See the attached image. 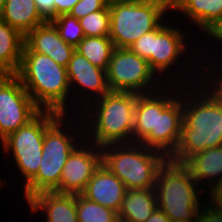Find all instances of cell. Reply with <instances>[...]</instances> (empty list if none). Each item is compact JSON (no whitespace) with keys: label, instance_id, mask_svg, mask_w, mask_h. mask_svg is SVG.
Returning a JSON list of instances; mask_svg holds the SVG:
<instances>
[{"label":"cell","instance_id":"cell-23","mask_svg":"<svg viewBox=\"0 0 222 222\" xmlns=\"http://www.w3.org/2000/svg\"><path fill=\"white\" fill-rule=\"evenodd\" d=\"M157 91L138 94L135 105L133 142L140 143L149 133H156Z\"/></svg>","mask_w":222,"mask_h":222},{"label":"cell","instance_id":"cell-38","mask_svg":"<svg viewBox=\"0 0 222 222\" xmlns=\"http://www.w3.org/2000/svg\"><path fill=\"white\" fill-rule=\"evenodd\" d=\"M9 74L0 68V83L8 76Z\"/></svg>","mask_w":222,"mask_h":222},{"label":"cell","instance_id":"cell-4","mask_svg":"<svg viewBox=\"0 0 222 222\" xmlns=\"http://www.w3.org/2000/svg\"><path fill=\"white\" fill-rule=\"evenodd\" d=\"M198 185L184 163L168 158L156 177L157 208L172 222L195 221L203 204L199 202L200 195L204 193Z\"/></svg>","mask_w":222,"mask_h":222},{"label":"cell","instance_id":"cell-22","mask_svg":"<svg viewBox=\"0 0 222 222\" xmlns=\"http://www.w3.org/2000/svg\"><path fill=\"white\" fill-rule=\"evenodd\" d=\"M25 37L0 19V68L16 74L22 57Z\"/></svg>","mask_w":222,"mask_h":222},{"label":"cell","instance_id":"cell-9","mask_svg":"<svg viewBox=\"0 0 222 222\" xmlns=\"http://www.w3.org/2000/svg\"><path fill=\"white\" fill-rule=\"evenodd\" d=\"M165 24L167 25V22L145 33L129 46L133 53L147 60L151 70L156 75L159 73L157 76H162L161 78H164V73L167 78V71L171 72L173 69L171 66L175 65L178 68L179 58L184 59L182 55L187 56L184 55L185 53L189 55L188 41L185 39L190 38L186 37L187 35L179 29V26Z\"/></svg>","mask_w":222,"mask_h":222},{"label":"cell","instance_id":"cell-37","mask_svg":"<svg viewBox=\"0 0 222 222\" xmlns=\"http://www.w3.org/2000/svg\"><path fill=\"white\" fill-rule=\"evenodd\" d=\"M203 88H204L203 91H205L217 103L222 113V101L219 100L209 89H207L206 86H204Z\"/></svg>","mask_w":222,"mask_h":222},{"label":"cell","instance_id":"cell-26","mask_svg":"<svg viewBox=\"0 0 222 222\" xmlns=\"http://www.w3.org/2000/svg\"><path fill=\"white\" fill-rule=\"evenodd\" d=\"M85 37H103L110 34V10L107 4L102 10L79 19Z\"/></svg>","mask_w":222,"mask_h":222},{"label":"cell","instance_id":"cell-7","mask_svg":"<svg viewBox=\"0 0 222 222\" xmlns=\"http://www.w3.org/2000/svg\"><path fill=\"white\" fill-rule=\"evenodd\" d=\"M110 34L114 47L129 48L138 38L159 27L170 10L147 0L109 1ZM166 18V19H164Z\"/></svg>","mask_w":222,"mask_h":222},{"label":"cell","instance_id":"cell-31","mask_svg":"<svg viewBox=\"0 0 222 222\" xmlns=\"http://www.w3.org/2000/svg\"><path fill=\"white\" fill-rule=\"evenodd\" d=\"M222 71V70H221ZM215 72H216V75L214 74V76L213 75H211L210 73H209V79H208V81L207 80H203L202 82H203V84L202 85H206V87L207 88H209V90L219 99V100H221L222 101V72L221 73H218V71L217 70H215ZM220 75V76H219ZM211 76H213V77H211ZM211 78H213V79H211ZM205 81V82H204ZM206 82H208L207 84H206ZM210 82V83H209ZM205 83V84H204ZM209 84V85H208ZM215 84V85H214Z\"/></svg>","mask_w":222,"mask_h":222},{"label":"cell","instance_id":"cell-8","mask_svg":"<svg viewBox=\"0 0 222 222\" xmlns=\"http://www.w3.org/2000/svg\"><path fill=\"white\" fill-rule=\"evenodd\" d=\"M54 111L41 110L31 121L4 139L5 154L12 155L25 186L38 172L45 131L61 116Z\"/></svg>","mask_w":222,"mask_h":222},{"label":"cell","instance_id":"cell-21","mask_svg":"<svg viewBox=\"0 0 222 222\" xmlns=\"http://www.w3.org/2000/svg\"><path fill=\"white\" fill-rule=\"evenodd\" d=\"M175 10L204 32L222 17V0H177Z\"/></svg>","mask_w":222,"mask_h":222},{"label":"cell","instance_id":"cell-2","mask_svg":"<svg viewBox=\"0 0 222 222\" xmlns=\"http://www.w3.org/2000/svg\"><path fill=\"white\" fill-rule=\"evenodd\" d=\"M15 75L41 110L67 115V100L72 98H69L71 90L66 67L47 55L33 52L24 43L20 66Z\"/></svg>","mask_w":222,"mask_h":222},{"label":"cell","instance_id":"cell-18","mask_svg":"<svg viewBox=\"0 0 222 222\" xmlns=\"http://www.w3.org/2000/svg\"><path fill=\"white\" fill-rule=\"evenodd\" d=\"M184 164L189 168L192 177L204 191L206 189L202 186L203 184L210 189L213 185L222 181V146L198 152Z\"/></svg>","mask_w":222,"mask_h":222},{"label":"cell","instance_id":"cell-3","mask_svg":"<svg viewBox=\"0 0 222 222\" xmlns=\"http://www.w3.org/2000/svg\"><path fill=\"white\" fill-rule=\"evenodd\" d=\"M137 97L138 94L133 92L109 91L102 98L91 102L92 105L89 103L90 106L85 107V116L82 115L83 118L79 119L83 121L84 131L88 133H84L87 135L85 140L99 147L133 142Z\"/></svg>","mask_w":222,"mask_h":222},{"label":"cell","instance_id":"cell-5","mask_svg":"<svg viewBox=\"0 0 222 222\" xmlns=\"http://www.w3.org/2000/svg\"><path fill=\"white\" fill-rule=\"evenodd\" d=\"M69 117V114H62L45 131L39 170L37 174L23 187V194L27 201L37 193L55 191L60 186V178L66 160L72 151L85 139L83 138L85 135L82 134L84 132L83 121L81 124L82 127H79L80 132L75 130L72 133L70 124L73 123L75 125H80V123H74L71 119L70 121L72 122H69V120L67 122L69 124L68 126L65 120ZM66 126L68 130L70 129L69 132L66 131ZM81 129L83 130L81 131ZM80 133L81 135L79 137Z\"/></svg>","mask_w":222,"mask_h":222},{"label":"cell","instance_id":"cell-14","mask_svg":"<svg viewBox=\"0 0 222 222\" xmlns=\"http://www.w3.org/2000/svg\"><path fill=\"white\" fill-rule=\"evenodd\" d=\"M67 77H68L71 93L74 94V92H76L72 89H75L77 91L80 90L79 91L81 92L80 98L81 97L82 99H84L85 97L87 98L86 99L87 101L84 99L81 102H78V105H76L77 103L75 102L76 108L77 106H79L80 103H81L80 107L85 108L86 105L87 106L89 105V102L102 98L106 93L110 91L107 84L106 70H103L94 66L93 64L90 63V61L87 58H85L76 50L73 52L71 59L69 61V64L67 67ZM78 87L79 89H77ZM82 92L83 93L87 92V93L86 94L84 93L82 95Z\"/></svg>","mask_w":222,"mask_h":222},{"label":"cell","instance_id":"cell-27","mask_svg":"<svg viewBox=\"0 0 222 222\" xmlns=\"http://www.w3.org/2000/svg\"><path fill=\"white\" fill-rule=\"evenodd\" d=\"M57 28L60 38L67 44L76 48L85 37L80 22L69 14H62L51 20Z\"/></svg>","mask_w":222,"mask_h":222},{"label":"cell","instance_id":"cell-29","mask_svg":"<svg viewBox=\"0 0 222 222\" xmlns=\"http://www.w3.org/2000/svg\"><path fill=\"white\" fill-rule=\"evenodd\" d=\"M206 204L198 212L197 222H222V210L211 207L207 201Z\"/></svg>","mask_w":222,"mask_h":222},{"label":"cell","instance_id":"cell-39","mask_svg":"<svg viewBox=\"0 0 222 222\" xmlns=\"http://www.w3.org/2000/svg\"><path fill=\"white\" fill-rule=\"evenodd\" d=\"M7 0H0V10L4 7Z\"/></svg>","mask_w":222,"mask_h":222},{"label":"cell","instance_id":"cell-11","mask_svg":"<svg viewBox=\"0 0 222 222\" xmlns=\"http://www.w3.org/2000/svg\"><path fill=\"white\" fill-rule=\"evenodd\" d=\"M161 87L163 91L168 90V94H166L167 92H161ZM161 87L157 89L156 133H149L140 143L170 158L176 151L181 138L183 123L182 92L185 90H182L181 87L178 88L177 85V89L173 88L176 93L174 94L173 89L169 91V87L168 89L165 88V86ZM176 90L179 91L176 92ZM159 93L162 94L160 95ZM165 95H167V97Z\"/></svg>","mask_w":222,"mask_h":222},{"label":"cell","instance_id":"cell-20","mask_svg":"<svg viewBox=\"0 0 222 222\" xmlns=\"http://www.w3.org/2000/svg\"><path fill=\"white\" fill-rule=\"evenodd\" d=\"M157 208L154 188L129 189L118 212L120 222H145Z\"/></svg>","mask_w":222,"mask_h":222},{"label":"cell","instance_id":"cell-13","mask_svg":"<svg viewBox=\"0 0 222 222\" xmlns=\"http://www.w3.org/2000/svg\"><path fill=\"white\" fill-rule=\"evenodd\" d=\"M101 164V147L88 140L85 142L84 139L66 160L60 178V186L55 192L81 194Z\"/></svg>","mask_w":222,"mask_h":222},{"label":"cell","instance_id":"cell-35","mask_svg":"<svg viewBox=\"0 0 222 222\" xmlns=\"http://www.w3.org/2000/svg\"><path fill=\"white\" fill-rule=\"evenodd\" d=\"M145 222H172L165 214L164 212L156 208L151 216L145 221Z\"/></svg>","mask_w":222,"mask_h":222},{"label":"cell","instance_id":"cell-33","mask_svg":"<svg viewBox=\"0 0 222 222\" xmlns=\"http://www.w3.org/2000/svg\"><path fill=\"white\" fill-rule=\"evenodd\" d=\"M203 34L210 37V39L213 37V39L216 40L215 42H217L216 47H218L217 44L222 42V17L211 24Z\"/></svg>","mask_w":222,"mask_h":222},{"label":"cell","instance_id":"cell-15","mask_svg":"<svg viewBox=\"0 0 222 222\" xmlns=\"http://www.w3.org/2000/svg\"><path fill=\"white\" fill-rule=\"evenodd\" d=\"M126 191L124 183L101 164L81 194L85 198L118 213Z\"/></svg>","mask_w":222,"mask_h":222},{"label":"cell","instance_id":"cell-16","mask_svg":"<svg viewBox=\"0 0 222 222\" xmlns=\"http://www.w3.org/2000/svg\"><path fill=\"white\" fill-rule=\"evenodd\" d=\"M24 43L36 53L49 56L57 64L68 67L75 48L65 43L57 28L51 21H46L35 27L26 36Z\"/></svg>","mask_w":222,"mask_h":222},{"label":"cell","instance_id":"cell-36","mask_svg":"<svg viewBox=\"0 0 222 222\" xmlns=\"http://www.w3.org/2000/svg\"><path fill=\"white\" fill-rule=\"evenodd\" d=\"M147 1H154V2L161 3L162 5L167 7L170 11H172L173 9V13H174V8L177 3V0H147Z\"/></svg>","mask_w":222,"mask_h":222},{"label":"cell","instance_id":"cell-17","mask_svg":"<svg viewBox=\"0 0 222 222\" xmlns=\"http://www.w3.org/2000/svg\"><path fill=\"white\" fill-rule=\"evenodd\" d=\"M31 212H44L45 222H78L76 194L44 191L28 201Z\"/></svg>","mask_w":222,"mask_h":222},{"label":"cell","instance_id":"cell-34","mask_svg":"<svg viewBox=\"0 0 222 222\" xmlns=\"http://www.w3.org/2000/svg\"><path fill=\"white\" fill-rule=\"evenodd\" d=\"M80 0H54L55 5V17L62 14H69L71 9L79 2Z\"/></svg>","mask_w":222,"mask_h":222},{"label":"cell","instance_id":"cell-12","mask_svg":"<svg viewBox=\"0 0 222 222\" xmlns=\"http://www.w3.org/2000/svg\"><path fill=\"white\" fill-rule=\"evenodd\" d=\"M41 109L15 74L0 83V141L31 121Z\"/></svg>","mask_w":222,"mask_h":222},{"label":"cell","instance_id":"cell-41","mask_svg":"<svg viewBox=\"0 0 222 222\" xmlns=\"http://www.w3.org/2000/svg\"><path fill=\"white\" fill-rule=\"evenodd\" d=\"M3 181H1V179H0V190H1V187H3Z\"/></svg>","mask_w":222,"mask_h":222},{"label":"cell","instance_id":"cell-28","mask_svg":"<svg viewBox=\"0 0 222 222\" xmlns=\"http://www.w3.org/2000/svg\"><path fill=\"white\" fill-rule=\"evenodd\" d=\"M108 3V0H80L71 9L69 15L79 20L90 13L102 10Z\"/></svg>","mask_w":222,"mask_h":222},{"label":"cell","instance_id":"cell-1","mask_svg":"<svg viewBox=\"0 0 222 222\" xmlns=\"http://www.w3.org/2000/svg\"><path fill=\"white\" fill-rule=\"evenodd\" d=\"M198 78L199 85L197 84L198 81L193 83L196 86L189 85L190 82L187 80L186 91L182 93L181 138L176 151L169 158L178 163H185L198 152L222 146V113L217 103L205 91L203 92V86L199 89L202 78ZM188 86L193 87L191 92L190 87L189 90L187 89ZM194 88L199 89V92ZM186 92L190 93L186 94Z\"/></svg>","mask_w":222,"mask_h":222},{"label":"cell","instance_id":"cell-6","mask_svg":"<svg viewBox=\"0 0 222 222\" xmlns=\"http://www.w3.org/2000/svg\"><path fill=\"white\" fill-rule=\"evenodd\" d=\"M101 152L102 164L127 190L155 188L157 173L168 159L138 142L108 144L101 147Z\"/></svg>","mask_w":222,"mask_h":222},{"label":"cell","instance_id":"cell-19","mask_svg":"<svg viewBox=\"0 0 222 222\" xmlns=\"http://www.w3.org/2000/svg\"><path fill=\"white\" fill-rule=\"evenodd\" d=\"M0 19L24 37L35 27L46 22L38 12L34 0H7L0 10Z\"/></svg>","mask_w":222,"mask_h":222},{"label":"cell","instance_id":"cell-30","mask_svg":"<svg viewBox=\"0 0 222 222\" xmlns=\"http://www.w3.org/2000/svg\"><path fill=\"white\" fill-rule=\"evenodd\" d=\"M40 15L46 20L51 21L55 18L54 0H34Z\"/></svg>","mask_w":222,"mask_h":222},{"label":"cell","instance_id":"cell-25","mask_svg":"<svg viewBox=\"0 0 222 222\" xmlns=\"http://www.w3.org/2000/svg\"><path fill=\"white\" fill-rule=\"evenodd\" d=\"M78 222H119L118 213L94 201L76 194Z\"/></svg>","mask_w":222,"mask_h":222},{"label":"cell","instance_id":"cell-10","mask_svg":"<svg viewBox=\"0 0 222 222\" xmlns=\"http://www.w3.org/2000/svg\"><path fill=\"white\" fill-rule=\"evenodd\" d=\"M106 75L110 91L146 94L157 91L156 87L162 84L166 85L151 70L148 61L129 48L113 49Z\"/></svg>","mask_w":222,"mask_h":222},{"label":"cell","instance_id":"cell-40","mask_svg":"<svg viewBox=\"0 0 222 222\" xmlns=\"http://www.w3.org/2000/svg\"><path fill=\"white\" fill-rule=\"evenodd\" d=\"M176 222H197V219L195 221H176Z\"/></svg>","mask_w":222,"mask_h":222},{"label":"cell","instance_id":"cell-24","mask_svg":"<svg viewBox=\"0 0 222 222\" xmlns=\"http://www.w3.org/2000/svg\"><path fill=\"white\" fill-rule=\"evenodd\" d=\"M114 45L109 36L84 37L75 48L94 66L107 70Z\"/></svg>","mask_w":222,"mask_h":222},{"label":"cell","instance_id":"cell-32","mask_svg":"<svg viewBox=\"0 0 222 222\" xmlns=\"http://www.w3.org/2000/svg\"><path fill=\"white\" fill-rule=\"evenodd\" d=\"M210 195L208 203L210 202V206L222 210V181L218 182L217 184L213 185L209 190H207Z\"/></svg>","mask_w":222,"mask_h":222}]
</instances>
